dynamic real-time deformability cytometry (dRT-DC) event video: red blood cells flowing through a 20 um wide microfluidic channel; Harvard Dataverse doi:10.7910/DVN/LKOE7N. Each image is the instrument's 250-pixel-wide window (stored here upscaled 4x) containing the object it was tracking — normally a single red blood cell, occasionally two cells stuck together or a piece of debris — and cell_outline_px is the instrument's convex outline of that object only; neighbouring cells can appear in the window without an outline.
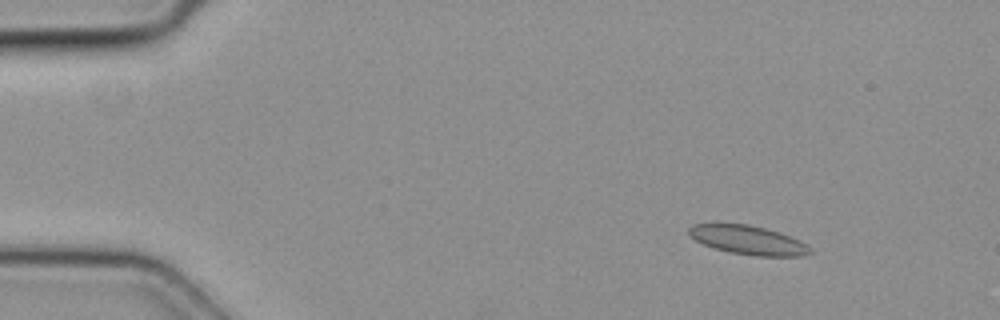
{"species": "common noctule bat (a hibernating species)", "species_latin": "Nyctalus noctula", "temperature_condition": "cold", "stored_images_in_passage": 3, "camera_frame_rate_fps": 3000, "um_per_image_px": 0.085, "animal": {"sex": "female", "body_mass_g": 19.3, "forearm_length_mm": 54.1}, "frame": {"image": 1, "passage_image": 1, "time_ms": 0.0, "image_size_px": [1000, 320], "cell_outline_px": [[812, 252], [804, 256], [756, 256], [728, 252], [704, 244], [688, 236], [688, 228], [692, 224], [748, 224], [780, 232], [800, 240], [808, 244], [812, 248]], "centroid_in_image_um": [63.62, 20.41], "position_along_channel_um": 21.4, "area_um2": 20.52}}